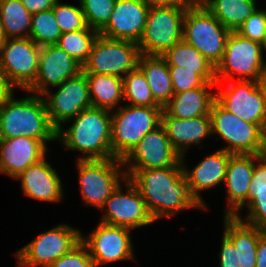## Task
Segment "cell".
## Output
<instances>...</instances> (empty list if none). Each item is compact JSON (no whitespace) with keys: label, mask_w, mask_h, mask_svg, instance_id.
Segmentation results:
<instances>
[{"label":"cell","mask_w":266,"mask_h":267,"mask_svg":"<svg viewBox=\"0 0 266 267\" xmlns=\"http://www.w3.org/2000/svg\"><path fill=\"white\" fill-rule=\"evenodd\" d=\"M124 173L137 188L155 221L172 217L183 209L206 207L192 193L181 159L173 167Z\"/></svg>","instance_id":"6da1fadb"},{"label":"cell","mask_w":266,"mask_h":267,"mask_svg":"<svg viewBox=\"0 0 266 267\" xmlns=\"http://www.w3.org/2000/svg\"><path fill=\"white\" fill-rule=\"evenodd\" d=\"M112 111L90 107L74 117L73 124L57 130V140L71 150L86 155L79 160H102L113 158L111 148ZM64 129V130H63Z\"/></svg>","instance_id":"7a4b0ae2"},{"label":"cell","mask_w":266,"mask_h":267,"mask_svg":"<svg viewBox=\"0 0 266 267\" xmlns=\"http://www.w3.org/2000/svg\"><path fill=\"white\" fill-rule=\"evenodd\" d=\"M26 136L45 145L57 140V130L50 123L42 95L16 100L13 95L0 104V139Z\"/></svg>","instance_id":"3957f363"},{"label":"cell","mask_w":266,"mask_h":267,"mask_svg":"<svg viewBox=\"0 0 266 267\" xmlns=\"http://www.w3.org/2000/svg\"><path fill=\"white\" fill-rule=\"evenodd\" d=\"M162 107L121 106L111 116V148L123 159L140 140L161 124Z\"/></svg>","instance_id":"277c9868"},{"label":"cell","mask_w":266,"mask_h":267,"mask_svg":"<svg viewBox=\"0 0 266 267\" xmlns=\"http://www.w3.org/2000/svg\"><path fill=\"white\" fill-rule=\"evenodd\" d=\"M212 134L227 142L221 148L232 154H266V131L226 111L216 101L210 108Z\"/></svg>","instance_id":"5b68a950"},{"label":"cell","mask_w":266,"mask_h":267,"mask_svg":"<svg viewBox=\"0 0 266 267\" xmlns=\"http://www.w3.org/2000/svg\"><path fill=\"white\" fill-rule=\"evenodd\" d=\"M230 32L204 6L186 7L183 40L195 47L215 67L222 59Z\"/></svg>","instance_id":"8992f818"},{"label":"cell","mask_w":266,"mask_h":267,"mask_svg":"<svg viewBox=\"0 0 266 267\" xmlns=\"http://www.w3.org/2000/svg\"><path fill=\"white\" fill-rule=\"evenodd\" d=\"M262 45L244 38L237 32H230L225 43V52L215 67L217 82L237 80L260 82L264 57Z\"/></svg>","instance_id":"52a82bcc"},{"label":"cell","mask_w":266,"mask_h":267,"mask_svg":"<svg viewBox=\"0 0 266 267\" xmlns=\"http://www.w3.org/2000/svg\"><path fill=\"white\" fill-rule=\"evenodd\" d=\"M236 81V82H235ZM216 82L221 88L215 92V101L226 111L235 114L245 122L258 124L266 131V94L260 82L232 80Z\"/></svg>","instance_id":"ba28073f"},{"label":"cell","mask_w":266,"mask_h":267,"mask_svg":"<svg viewBox=\"0 0 266 267\" xmlns=\"http://www.w3.org/2000/svg\"><path fill=\"white\" fill-rule=\"evenodd\" d=\"M186 7H150L143 35L138 43L140 53L162 56L183 40V18Z\"/></svg>","instance_id":"9c48e42d"},{"label":"cell","mask_w":266,"mask_h":267,"mask_svg":"<svg viewBox=\"0 0 266 267\" xmlns=\"http://www.w3.org/2000/svg\"><path fill=\"white\" fill-rule=\"evenodd\" d=\"M140 56L138 43L98 35L82 71L124 77L138 67Z\"/></svg>","instance_id":"30bf717a"},{"label":"cell","mask_w":266,"mask_h":267,"mask_svg":"<svg viewBox=\"0 0 266 267\" xmlns=\"http://www.w3.org/2000/svg\"><path fill=\"white\" fill-rule=\"evenodd\" d=\"M76 165L84 204L100 209L120 184V181L126 178L125 173L120 169L123 164L122 159L119 158L113 157L102 160L78 159Z\"/></svg>","instance_id":"8fae6325"},{"label":"cell","mask_w":266,"mask_h":267,"mask_svg":"<svg viewBox=\"0 0 266 267\" xmlns=\"http://www.w3.org/2000/svg\"><path fill=\"white\" fill-rule=\"evenodd\" d=\"M81 233L66 224H59L39 235L15 254L20 267H49L81 241Z\"/></svg>","instance_id":"7c38bea8"},{"label":"cell","mask_w":266,"mask_h":267,"mask_svg":"<svg viewBox=\"0 0 266 267\" xmlns=\"http://www.w3.org/2000/svg\"><path fill=\"white\" fill-rule=\"evenodd\" d=\"M56 87L58 90L54 94L47 90L42 96H45L43 98L50 123L59 130L62 123L69 122L82 110L92 107V104L86 74L83 71Z\"/></svg>","instance_id":"4fadbf2b"},{"label":"cell","mask_w":266,"mask_h":267,"mask_svg":"<svg viewBox=\"0 0 266 267\" xmlns=\"http://www.w3.org/2000/svg\"><path fill=\"white\" fill-rule=\"evenodd\" d=\"M41 46L29 37L9 38L0 46V68L9 81L26 90L34 81L38 72Z\"/></svg>","instance_id":"5bb4252c"},{"label":"cell","mask_w":266,"mask_h":267,"mask_svg":"<svg viewBox=\"0 0 266 267\" xmlns=\"http://www.w3.org/2000/svg\"><path fill=\"white\" fill-rule=\"evenodd\" d=\"M123 181L126 183V188H128L126 193L123 194V188L120 183L101 208L106 213L100 222L129 229L155 223L156 221L151 216L144 199L135 185L127 177Z\"/></svg>","instance_id":"9a60e30c"},{"label":"cell","mask_w":266,"mask_h":267,"mask_svg":"<svg viewBox=\"0 0 266 267\" xmlns=\"http://www.w3.org/2000/svg\"><path fill=\"white\" fill-rule=\"evenodd\" d=\"M131 229L100 222L87 238L81 241L89 250L95 267L120 260L134 259Z\"/></svg>","instance_id":"2e32d148"},{"label":"cell","mask_w":266,"mask_h":267,"mask_svg":"<svg viewBox=\"0 0 266 267\" xmlns=\"http://www.w3.org/2000/svg\"><path fill=\"white\" fill-rule=\"evenodd\" d=\"M180 159L181 156L173 149L164 127L160 124L131 149L122 159V164L129 166L127 170L167 168L173 167Z\"/></svg>","instance_id":"e0dca14e"},{"label":"cell","mask_w":266,"mask_h":267,"mask_svg":"<svg viewBox=\"0 0 266 267\" xmlns=\"http://www.w3.org/2000/svg\"><path fill=\"white\" fill-rule=\"evenodd\" d=\"M82 72V65L56 44L41 46L35 81L25 90L42 95L49 86H59Z\"/></svg>","instance_id":"ac0fdd59"},{"label":"cell","mask_w":266,"mask_h":267,"mask_svg":"<svg viewBox=\"0 0 266 267\" xmlns=\"http://www.w3.org/2000/svg\"><path fill=\"white\" fill-rule=\"evenodd\" d=\"M149 8L144 0H116L110 20L99 35L139 43Z\"/></svg>","instance_id":"d6986e66"},{"label":"cell","mask_w":266,"mask_h":267,"mask_svg":"<svg viewBox=\"0 0 266 267\" xmlns=\"http://www.w3.org/2000/svg\"><path fill=\"white\" fill-rule=\"evenodd\" d=\"M264 154H232L227 163L225 186L228 192L229 208L225 216H237L239 210L248 204V192L255 163Z\"/></svg>","instance_id":"ffe728a7"},{"label":"cell","mask_w":266,"mask_h":267,"mask_svg":"<svg viewBox=\"0 0 266 267\" xmlns=\"http://www.w3.org/2000/svg\"><path fill=\"white\" fill-rule=\"evenodd\" d=\"M46 147L41 140L26 136L0 139V172L16 178L45 158Z\"/></svg>","instance_id":"44dd1931"},{"label":"cell","mask_w":266,"mask_h":267,"mask_svg":"<svg viewBox=\"0 0 266 267\" xmlns=\"http://www.w3.org/2000/svg\"><path fill=\"white\" fill-rule=\"evenodd\" d=\"M45 160L29 166L14 179H21V188L26 196L39 201L58 202L63 197L62 182L56 170Z\"/></svg>","instance_id":"7402d4cb"},{"label":"cell","mask_w":266,"mask_h":267,"mask_svg":"<svg viewBox=\"0 0 266 267\" xmlns=\"http://www.w3.org/2000/svg\"><path fill=\"white\" fill-rule=\"evenodd\" d=\"M161 125L165 129L173 149L180 156L185 154L187 147L194 143L200 144L202 139L212 134L210 115L179 119L169 116L163 110Z\"/></svg>","instance_id":"603a6c76"},{"label":"cell","mask_w":266,"mask_h":267,"mask_svg":"<svg viewBox=\"0 0 266 267\" xmlns=\"http://www.w3.org/2000/svg\"><path fill=\"white\" fill-rule=\"evenodd\" d=\"M231 155L232 153L219 149L199 162L191 172L186 170L187 167H185L186 164H184V155L181 156L184 174L189 182L191 191L204 206L205 202L202 200L199 191L217 186L219 183L224 182L227 163Z\"/></svg>","instance_id":"cb8c5ba5"},{"label":"cell","mask_w":266,"mask_h":267,"mask_svg":"<svg viewBox=\"0 0 266 267\" xmlns=\"http://www.w3.org/2000/svg\"><path fill=\"white\" fill-rule=\"evenodd\" d=\"M213 87H216V82H207L203 87L176 93L163 110L169 116L179 119L209 115L211 105L215 101V92L210 90Z\"/></svg>","instance_id":"d4e9b609"},{"label":"cell","mask_w":266,"mask_h":267,"mask_svg":"<svg viewBox=\"0 0 266 267\" xmlns=\"http://www.w3.org/2000/svg\"><path fill=\"white\" fill-rule=\"evenodd\" d=\"M224 235L237 250L238 266L256 267V251L260 235L265 229L248 225L240 215L224 216Z\"/></svg>","instance_id":"484cf974"},{"label":"cell","mask_w":266,"mask_h":267,"mask_svg":"<svg viewBox=\"0 0 266 267\" xmlns=\"http://www.w3.org/2000/svg\"><path fill=\"white\" fill-rule=\"evenodd\" d=\"M138 67L147 79L154 100L163 108L174 95L166 60L160 55L141 54Z\"/></svg>","instance_id":"4316f807"},{"label":"cell","mask_w":266,"mask_h":267,"mask_svg":"<svg viewBox=\"0 0 266 267\" xmlns=\"http://www.w3.org/2000/svg\"><path fill=\"white\" fill-rule=\"evenodd\" d=\"M162 57L168 66H183L188 70H195L206 82H217L215 66L184 40L175 43Z\"/></svg>","instance_id":"83f0119b"},{"label":"cell","mask_w":266,"mask_h":267,"mask_svg":"<svg viewBox=\"0 0 266 267\" xmlns=\"http://www.w3.org/2000/svg\"><path fill=\"white\" fill-rule=\"evenodd\" d=\"M92 107L114 110L124 98L122 77L85 73Z\"/></svg>","instance_id":"f1b7e54d"},{"label":"cell","mask_w":266,"mask_h":267,"mask_svg":"<svg viewBox=\"0 0 266 267\" xmlns=\"http://www.w3.org/2000/svg\"><path fill=\"white\" fill-rule=\"evenodd\" d=\"M204 7L231 32H236L257 10L255 0H208Z\"/></svg>","instance_id":"f546056e"},{"label":"cell","mask_w":266,"mask_h":267,"mask_svg":"<svg viewBox=\"0 0 266 267\" xmlns=\"http://www.w3.org/2000/svg\"><path fill=\"white\" fill-rule=\"evenodd\" d=\"M31 18L32 14L21 0H0V19L5 39L29 37Z\"/></svg>","instance_id":"4dcf8cb0"},{"label":"cell","mask_w":266,"mask_h":267,"mask_svg":"<svg viewBox=\"0 0 266 267\" xmlns=\"http://www.w3.org/2000/svg\"><path fill=\"white\" fill-rule=\"evenodd\" d=\"M98 35L99 32L87 26L82 30L62 33L56 45L83 66Z\"/></svg>","instance_id":"1f68e13d"},{"label":"cell","mask_w":266,"mask_h":267,"mask_svg":"<svg viewBox=\"0 0 266 267\" xmlns=\"http://www.w3.org/2000/svg\"><path fill=\"white\" fill-rule=\"evenodd\" d=\"M124 100L132 106L161 107L153 98L142 70L137 67L122 77Z\"/></svg>","instance_id":"d6a6232c"},{"label":"cell","mask_w":266,"mask_h":267,"mask_svg":"<svg viewBox=\"0 0 266 267\" xmlns=\"http://www.w3.org/2000/svg\"><path fill=\"white\" fill-rule=\"evenodd\" d=\"M61 34L53 9L32 15L29 38L37 45H54L58 42Z\"/></svg>","instance_id":"836d02e7"},{"label":"cell","mask_w":266,"mask_h":267,"mask_svg":"<svg viewBox=\"0 0 266 267\" xmlns=\"http://www.w3.org/2000/svg\"><path fill=\"white\" fill-rule=\"evenodd\" d=\"M88 27L100 32L109 22L116 0H79Z\"/></svg>","instance_id":"e575fe53"},{"label":"cell","mask_w":266,"mask_h":267,"mask_svg":"<svg viewBox=\"0 0 266 267\" xmlns=\"http://www.w3.org/2000/svg\"><path fill=\"white\" fill-rule=\"evenodd\" d=\"M52 9L62 33L82 30L88 26L81 6L62 4L58 1Z\"/></svg>","instance_id":"d590c367"},{"label":"cell","mask_w":266,"mask_h":267,"mask_svg":"<svg viewBox=\"0 0 266 267\" xmlns=\"http://www.w3.org/2000/svg\"><path fill=\"white\" fill-rule=\"evenodd\" d=\"M174 94L203 87L207 82L195 72L183 66H168Z\"/></svg>","instance_id":"8d00e7d4"},{"label":"cell","mask_w":266,"mask_h":267,"mask_svg":"<svg viewBox=\"0 0 266 267\" xmlns=\"http://www.w3.org/2000/svg\"><path fill=\"white\" fill-rule=\"evenodd\" d=\"M240 36L262 43L266 34V11L257 9L236 31Z\"/></svg>","instance_id":"74e56055"},{"label":"cell","mask_w":266,"mask_h":267,"mask_svg":"<svg viewBox=\"0 0 266 267\" xmlns=\"http://www.w3.org/2000/svg\"><path fill=\"white\" fill-rule=\"evenodd\" d=\"M49 267H95L86 245L80 241L68 253L54 261Z\"/></svg>","instance_id":"f35d334b"},{"label":"cell","mask_w":266,"mask_h":267,"mask_svg":"<svg viewBox=\"0 0 266 267\" xmlns=\"http://www.w3.org/2000/svg\"><path fill=\"white\" fill-rule=\"evenodd\" d=\"M246 206L249 213L243 222L266 230V193H256Z\"/></svg>","instance_id":"ab89813d"},{"label":"cell","mask_w":266,"mask_h":267,"mask_svg":"<svg viewBox=\"0 0 266 267\" xmlns=\"http://www.w3.org/2000/svg\"><path fill=\"white\" fill-rule=\"evenodd\" d=\"M256 193H266V154L255 163L248 192V203Z\"/></svg>","instance_id":"60d3db41"},{"label":"cell","mask_w":266,"mask_h":267,"mask_svg":"<svg viewBox=\"0 0 266 267\" xmlns=\"http://www.w3.org/2000/svg\"><path fill=\"white\" fill-rule=\"evenodd\" d=\"M220 250V267H240L238 266L237 250L224 234Z\"/></svg>","instance_id":"b9f144b4"},{"label":"cell","mask_w":266,"mask_h":267,"mask_svg":"<svg viewBox=\"0 0 266 267\" xmlns=\"http://www.w3.org/2000/svg\"><path fill=\"white\" fill-rule=\"evenodd\" d=\"M58 1L60 0H21L22 4L32 15L52 9Z\"/></svg>","instance_id":"7bdbcfd3"},{"label":"cell","mask_w":266,"mask_h":267,"mask_svg":"<svg viewBox=\"0 0 266 267\" xmlns=\"http://www.w3.org/2000/svg\"><path fill=\"white\" fill-rule=\"evenodd\" d=\"M15 87L6 76V73L0 68V104L14 95Z\"/></svg>","instance_id":"ee69618b"},{"label":"cell","mask_w":266,"mask_h":267,"mask_svg":"<svg viewBox=\"0 0 266 267\" xmlns=\"http://www.w3.org/2000/svg\"><path fill=\"white\" fill-rule=\"evenodd\" d=\"M256 255V267H266V230L260 235Z\"/></svg>","instance_id":"f6af8a7d"},{"label":"cell","mask_w":266,"mask_h":267,"mask_svg":"<svg viewBox=\"0 0 266 267\" xmlns=\"http://www.w3.org/2000/svg\"><path fill=\"white\" fill-rule=\"evenodd\" d=\"M150 7L180 6L189 7L185 0H144Z\"/></svg>","instance_id":"bcb514c9"},{"label":"cell","mask_w":266,"mask_h":267,"mask_svg":"<svg viewBox=\"0 0 266 267\" xmlns=\"http://www.w3.org/2000/svg\"><path fill=\"white\" fill-rule=\"evenodd\" d=\"M260 84L263 87L264 93L266 94V63L263 64Z\"/></svg>","instance_id":"7dc6e473"},{"label":"cell","mask_w":266,"mask_h":267,"mask_svg":"<svg viewBox=\"0 0 266 267\" xmlns=\"http://www.w3.org/2000/svg\"><path fill=\"white\" fill-rule=\"evenodd\" d=\"M190 6H204L208 0H185Z\"/></svg>","instance_id":"c3c4849f"},{"label":"cell","mask_w":266,"mask_h":267,"mask_svg":"<svg viewBox=\"0 0 266 267\" xmlns=\"http://www.w3.org/2000/svg\"><path fill=\"white\" fill-rule=\"evenodd\" d=\"M4 41H5V36L3 33V28H2V21L0 19V46L2 45Z\"/></svg>","instance_id":"681fc988"},{"label":"cell","mask_w":266,"mask_h":267,"mask_svg":"<svg viewBox=\"0 0 266 267\" xmlns=\"http://www.w3.org/2000/svg\"><path fill=\"white\" fill-rule=\"evenodd\" d=\"M261 45H262V49H264L266 51V34H265L264 40L261 43Z\"/></svg>","instance_id":"f907efd6"}]
</instances>
